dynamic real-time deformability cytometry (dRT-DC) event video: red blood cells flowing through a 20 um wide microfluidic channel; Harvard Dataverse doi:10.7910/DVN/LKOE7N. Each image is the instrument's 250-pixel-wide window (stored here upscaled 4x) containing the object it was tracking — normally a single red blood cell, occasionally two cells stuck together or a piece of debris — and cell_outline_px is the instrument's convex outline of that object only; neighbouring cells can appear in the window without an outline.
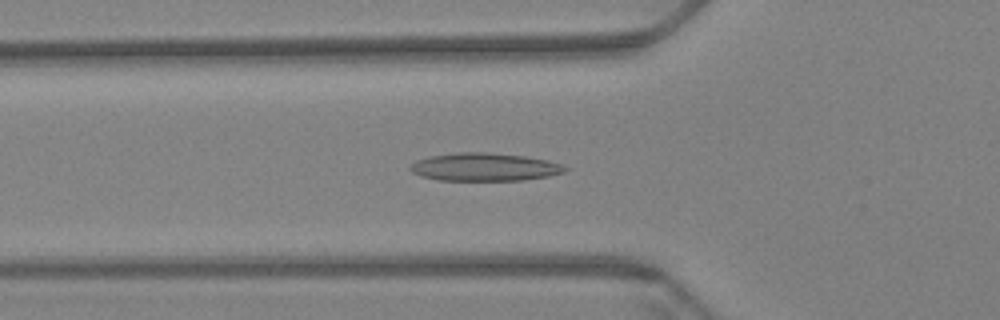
{"species": "Egyptian fruit bat (a non-hibernating species)", "species_latin": "Rousettus aegyptiacus", "temperature_condition": "warm", "stored_images_in_passage": 58, "camera_frame_rate_fps": 3000, "um_per_image_px": 0.085, "animal": {"sex": "female"}, "frame": {"image": 1, "passage_image": 19, "time_ms": 6.0, "image_size_px": [1000, 320], "cell_outline_px": [[568, 168], [564, 172], [548, 176], [524, 180], [436, 180], [420, 176], [412, 172], [408, 168], [416, 160], [428, 156], [460, 152], [488, 152], [524, 156], [548, 160], [560, 164]], "centroid_in_image_um": [41.15, 14.19], "position_along_channel_um": 84.7, "area_um2": 25.26}}
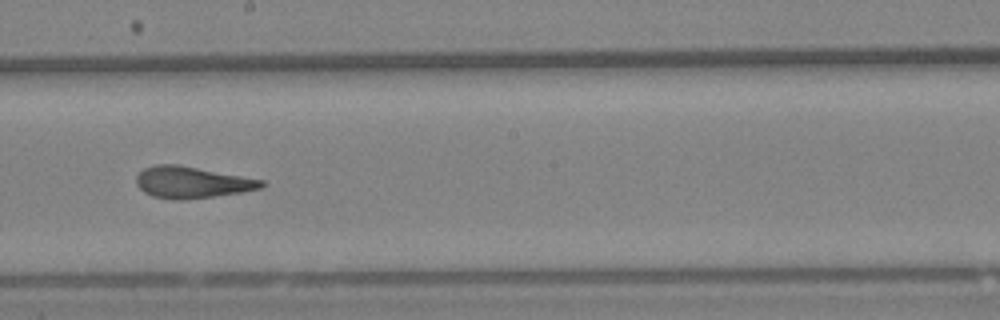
{"frame": {"image": 2, "passage_image": 32, "time_ms": 10.333, "image_size_px": [1000, 320], "cell_outline_px": [[264, 184], [260, 188], [240, 192], [216, 196], [184, 200], [172, 200], [152, 196], [144, 192], [136, 184], [136, 176], [144, 168], [156, 164], [180, 164], [264, 180]], "centroid_in_image_um": [16.28, 15.49], "position_along_channel_um": 231.9, "area_um2": 23.12}}
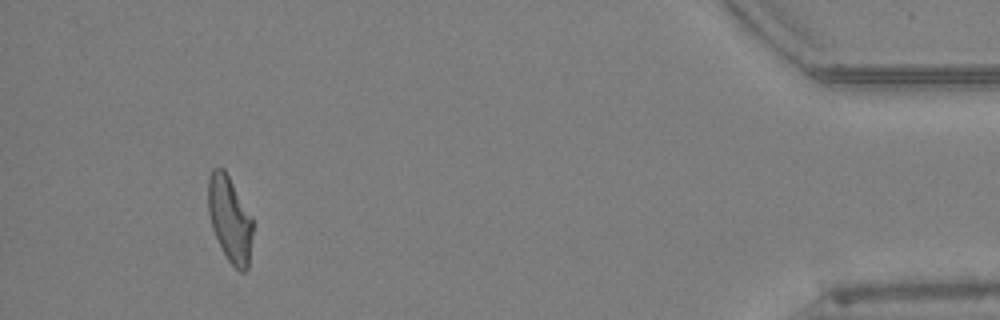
{"frame": {"image": 3, "passage_image": 54, "time_ms": 17.667, "image_size_px": [1000, 320], "cell_outline_px": [[252, 232], [248, 268], [244, 272], [240, 272], [228, 260], [212, 228], [208, 212], [208, 176], [212, 168], [224, 168], [252, 216]], "centroid_in_image_um": [19.52, 18.59], "position_along_channel_um": 415.7, "area_um2": 22.14}, "authors_computed_cell_mechanics": {"area_um2": 23.2356, "velocity_mm_per_s": 3.403, "shape_relaxation_time_tau1_ms": 8.3808, "shape_relaxation_time_tau2_ms": 1.5482, "deformation_change_tau1": 0.2446, "deformation_change_tau2": 0.0987}}